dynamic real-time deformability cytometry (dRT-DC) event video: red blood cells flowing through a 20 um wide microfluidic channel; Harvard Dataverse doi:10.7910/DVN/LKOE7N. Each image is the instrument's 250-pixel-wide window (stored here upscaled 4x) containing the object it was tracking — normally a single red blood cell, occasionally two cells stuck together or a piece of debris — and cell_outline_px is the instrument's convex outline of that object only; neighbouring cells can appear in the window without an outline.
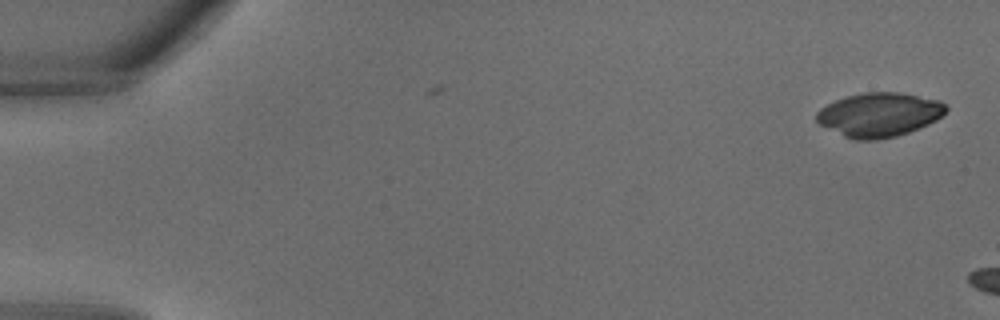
{"species": "common noctule bat (a hibernating species)", "species_latin": "Nyctalus noctula", "temperature_condition": "warm", "stored_images_in_passage": 3, "camera_frame_rate_fps": 3000, "um_per_image_px": 0.085, "animal": {"sex": "male", "body_mass_g": 18.8}, "frame": {"image": 1, "passage_image": 1, "time_ms": 0.0, "image_size_px": [1000, 320], "cell_outline_px": [[948, 108], [936, 120], [920, 128], [896, 136], [876, 140], [856, 140], [844, 136], [820, 124], [816, 120], [816, 112], [820, 108], [836, 100], [848, 96], [864, 92], [900, 92], [940, 100]], "centroid_in_image_um": [74.74, 9.74], "position_along_channel_um": 10.3, "area_um2": 33.06}}